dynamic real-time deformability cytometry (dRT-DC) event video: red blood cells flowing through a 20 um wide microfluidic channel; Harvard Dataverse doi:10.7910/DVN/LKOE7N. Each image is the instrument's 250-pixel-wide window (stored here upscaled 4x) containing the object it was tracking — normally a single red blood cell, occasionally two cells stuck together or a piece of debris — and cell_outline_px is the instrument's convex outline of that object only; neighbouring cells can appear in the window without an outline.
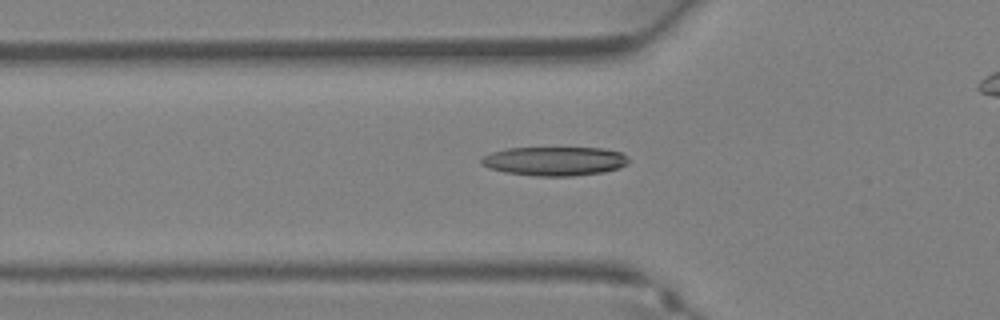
{"species": "Egyptian fruit bat (a non-hibernating species)", "species_latin": "Rousettus aegyptiacus", "temperature_condition": "warm", "stored_images_in_passage": 19, "camera_frame_rate_fps": 3000, "um_per_image_px": 0.085, "animal": {"sex": "female"}, "frame": {"image": 1, "passage_image": 2, "time_ms": 0.333, "image_size_px": [1000, 320], "cell_outline_px": [[628, 164], [620, 168], [604, 172], [572, 176], [536, 176], [504, 172], [488, 168], [480, 164], [480, 160], [484, 156], [492, 152], [508, 148], [604, 148], [620, 152], [628, 160]], "centroid_in_image_um": [47.13, 13.7], "position_along_channel_um": 78.7, "area_um2": 24.91}}
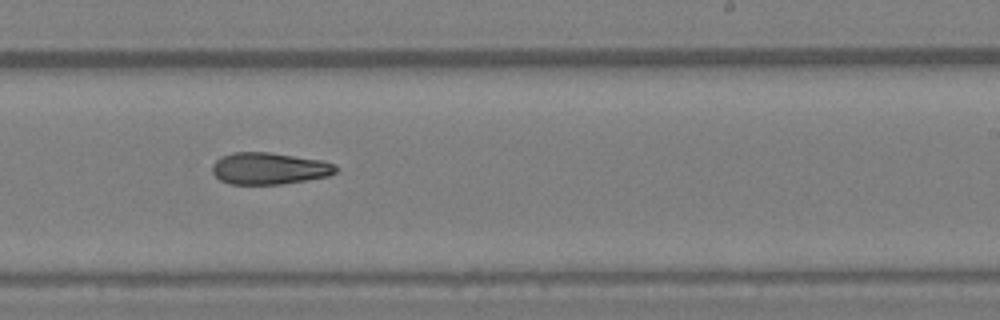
{"frame": {"image": 2, "passage_image": 12, "time_ms": 3.667, "image_size_px": [1000, 320], "cell_outline_px": [[336, 172], [328, 176], [280, 184], [228, 184], [220, 180], [212, 172], [212, 164], [220, 156], [232, 152], [268, 152], [320, 160], [336, 164]], "centroid_in_image_um": [22.83, 14.31], "position_along_channel_um": 266.2, "area_um2": 22.83}}
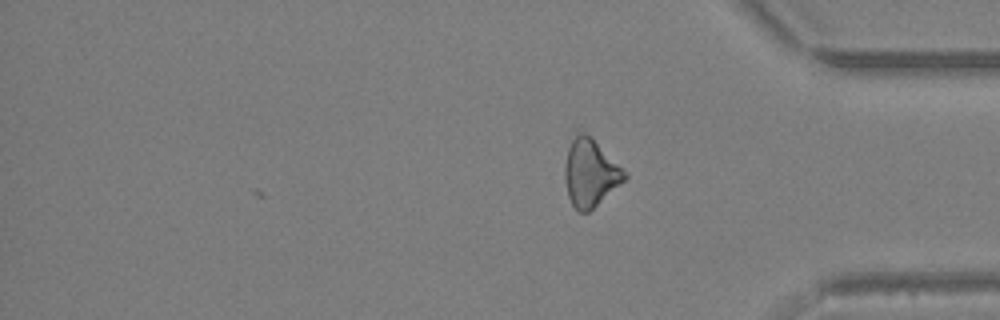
{"frame": {"image": 3, "passage_image": 19, "time_ms": 6.0, "image_size_px": [1000, 320], "cell_outline_px": [[628, 176], [624, 180], [588, 212], [580, 212], [572, 204], [568, 196], [564, 180], [564, 164], [572, 128], [576, 128], [592, 136], [628, 172]], "centroid_in_image_um": [50.14, 14.57], "position_along_channel_um": 385.1, "area_um2": 24.16}}